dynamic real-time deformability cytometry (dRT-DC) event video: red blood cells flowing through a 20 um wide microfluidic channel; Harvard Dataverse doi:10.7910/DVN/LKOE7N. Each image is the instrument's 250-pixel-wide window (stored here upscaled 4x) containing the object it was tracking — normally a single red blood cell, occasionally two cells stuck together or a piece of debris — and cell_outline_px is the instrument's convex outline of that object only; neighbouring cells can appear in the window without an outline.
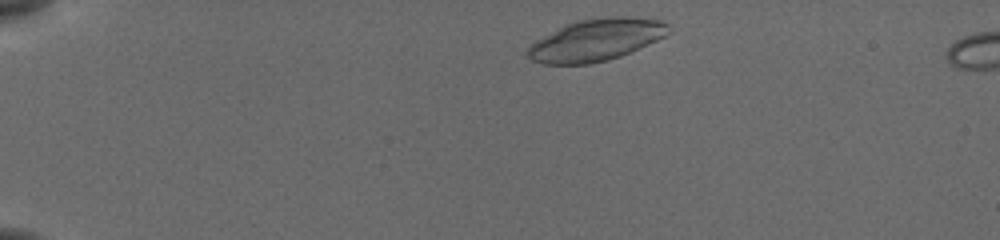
{"species": "common noctule bat (a hibernating species)", "species_latin": "Nyctalus noctula", "temperature_condition": "cold", "stored_images_in_passage": 44, "camera_frame_rate_fps": 3000, "um_per_image_px": 0.085, "animal": {"sex": "female", "body_mass_g": 19.5, "forearm_length_mm": 54.1}, "frame": {"image": 1, "passage_image": 2, "time_ms": 0.333, "image_size_px": [1000, 240], "cell_outline_px": [[672, 32], [656, 40], [620, 56], [608, 60], [588, 64], [544, 64], [532, 60], [524, 52], [536, 40], [564, 24], [576, 20], [608, 16], [632, 16], [660, 20], [668, 24], [672, 28]], "centroid_in_image_um": [50.67, 3.37], "position_along_channel_um": 34.3, "area_um2": 34.62}}